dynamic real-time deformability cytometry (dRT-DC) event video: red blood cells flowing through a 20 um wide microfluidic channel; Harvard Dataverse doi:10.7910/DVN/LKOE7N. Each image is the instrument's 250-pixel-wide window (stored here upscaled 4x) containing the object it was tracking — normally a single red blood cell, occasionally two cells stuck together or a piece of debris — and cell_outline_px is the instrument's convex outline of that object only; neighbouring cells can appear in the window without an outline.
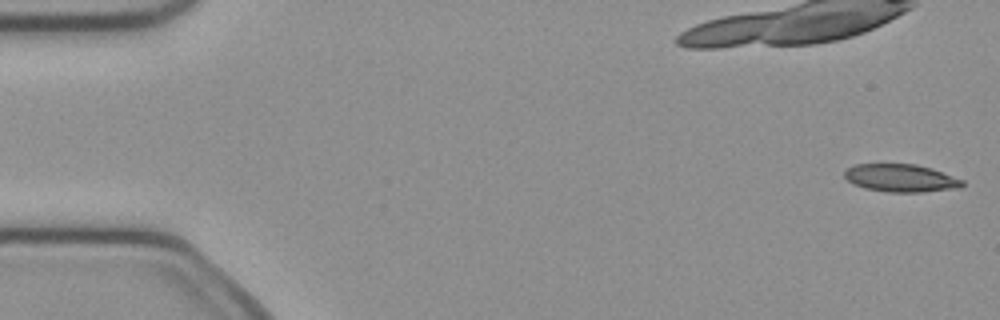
{"species": "common noctule bat (a hibernating species)", "species_latin": "Nyctalus noctula", "temperature_condition": "cold", "stored_images_in_passage": 8, "camera_frame_rate_fps": 3000, "um_per_image_px": 0.085, "animal": {"sex": "female", "body_mass_g": 21.9}, "frame": {"image": 1, "passage_image": 1, "time_ms": 0.0, "image_size_px": [1000, 320], "cell_outline_px": [[964, 184], [960, 188], [924, 192], [888, 192], [864, 188], [852, 184], [844, 176], [844, 172], [848, 168], [856, 164], [916, 164], [932, 168], [964, 180]], "centroid_in_image_um": [76.59, 15.14], "position_along_channel_um": 8.4, "area_um2": 19.19}}